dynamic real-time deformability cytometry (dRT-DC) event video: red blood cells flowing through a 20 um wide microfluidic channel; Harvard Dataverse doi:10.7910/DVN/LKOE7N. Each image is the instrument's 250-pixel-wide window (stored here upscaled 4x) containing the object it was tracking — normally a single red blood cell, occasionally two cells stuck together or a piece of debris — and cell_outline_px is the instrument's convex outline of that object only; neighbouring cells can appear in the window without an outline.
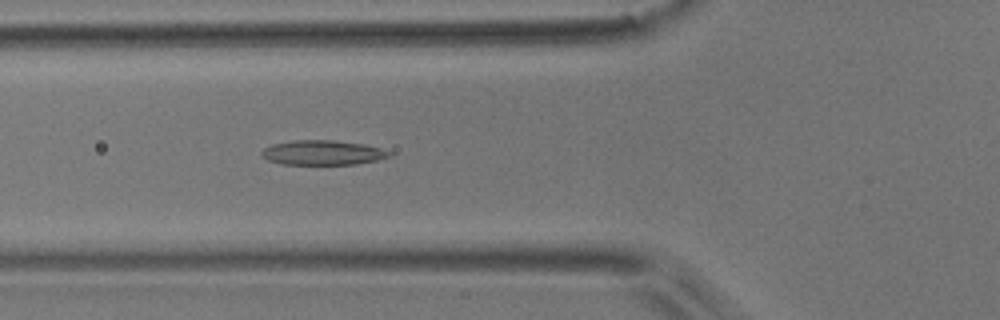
{"species": "common noctule bat (a hibernating species)", "species_latin": "Nyctalus noctula", "temperature_condition": "room temperature", "stored_images_in_passage": 5, "camera_frame_rate_fps": 3000, "um_per_image_px": 0.085, "animal": {"sex": "male", "body_mass_g": 17.9}, "frame": {"image": 1, "passage_image": 5, "time_ms": 1.333, "image_size_px": [1000, 320], "cell_outline_px": [[392, 156], [376, 160], [356, 164], [280, 164], [268, 160], [260, 156], [260, 152], [264, 148], [272, 144], [296, 140], [336, 140], [364, 144], [380, 148], [392, 152]], "centroid_in_image_um": [27.41, 12.97], "position_along_channel_um": 98.4, "area_um2": 18.44}}